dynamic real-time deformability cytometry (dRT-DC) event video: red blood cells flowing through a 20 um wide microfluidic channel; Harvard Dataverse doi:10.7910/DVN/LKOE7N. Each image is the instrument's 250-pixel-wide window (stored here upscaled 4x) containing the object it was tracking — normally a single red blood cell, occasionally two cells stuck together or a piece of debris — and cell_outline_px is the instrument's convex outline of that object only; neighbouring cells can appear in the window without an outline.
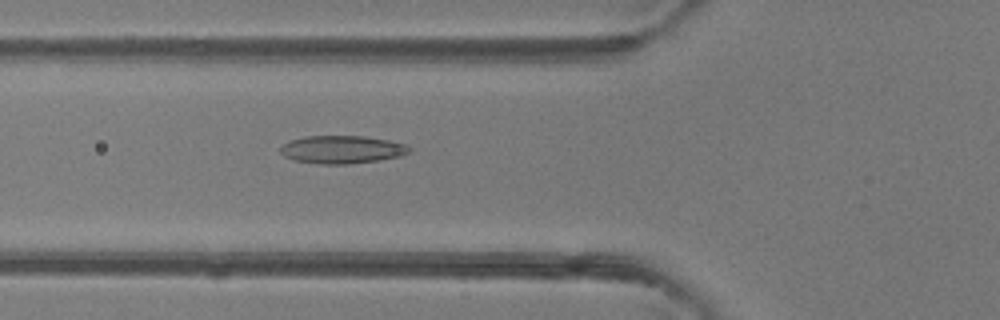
{"species": "common noctule bat (a hibernating species)", "species_latin": "Nyctalus noctula", "temperature_condition": "room temperature", "stored_images_in_passage": 32, "camera_frame_rate_fps": 3000, "um_per_image_px": 0.085, "animal": {"sex": "female"}, "frame": {"image": 1, "passage_image": 5, "time_ms": 1.333, "image_size_px": [1000, 320], "cell_outline_px": [[412, 152], [400, 156], [380, 160], [348, 164], [320, 164], [296, 160], [284, 156], [280, 152], [280, 148], [288, 140], [304, 136], [364, 136], [388, 140], [404, 144], [412, 148]], "centroid_in_image_um": [29.08, 12.7], "position_along_channel_um": 96.7, "area_um2": 21.04}}
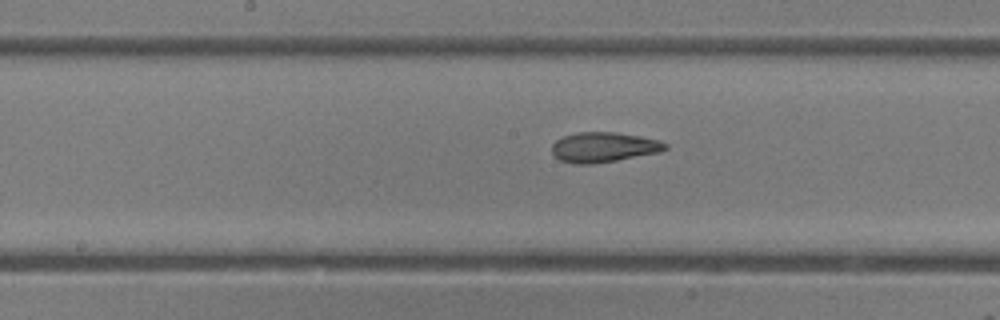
{"frame": {"image": 2, "passage_image": 12, "time_ms": 3.667, "image_size_px": [1000, 320], "cell_outline_px": [[668, 148], [660, 152], [616, 160], [592, 164], [576, 164], [560, 160], [552, 152], [552, 144], [556, 140], [564, 136], [576, 132], [616, 132], [640, 136], [660, 140], [668, 144]], "centroid_in_image_um": [51.33, 12.5], "position_along_channel_um": 196.9, "area_um2": 19.83}}
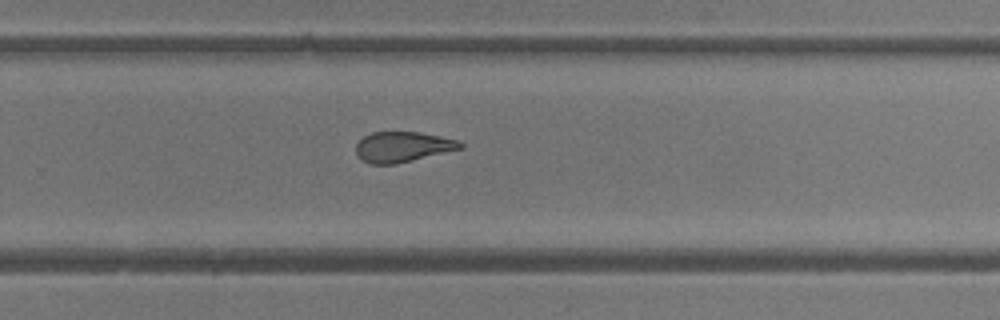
{"frame": {"image": 3, "passage_image": 19, "time_ms": 6.0, "image_size_px": [1000, 320], "cell_outline_px": [[464, 148], [396, 164], [372, 164], [360, 160], [356, 156], [356, 144], [364, 136], [372, 132], [420, 132], [460, 140], [464, 144]], "centroid_in_image_um": [34.23, 12.48], "position_along_channel_um": 295.6, "area_um2": 18.67}, "authors_computed_cell_mechanics": {"area_um2": 20.1144, "velocity_mm_per_s": 4.256, "shape_relaxation_time_tau1_ms": 6.3532, "shape_relaxation_time_tau2_ms": 2.447, "deformation_change_tau1": 0.168, "deformation_change_tau2": 0.102}}